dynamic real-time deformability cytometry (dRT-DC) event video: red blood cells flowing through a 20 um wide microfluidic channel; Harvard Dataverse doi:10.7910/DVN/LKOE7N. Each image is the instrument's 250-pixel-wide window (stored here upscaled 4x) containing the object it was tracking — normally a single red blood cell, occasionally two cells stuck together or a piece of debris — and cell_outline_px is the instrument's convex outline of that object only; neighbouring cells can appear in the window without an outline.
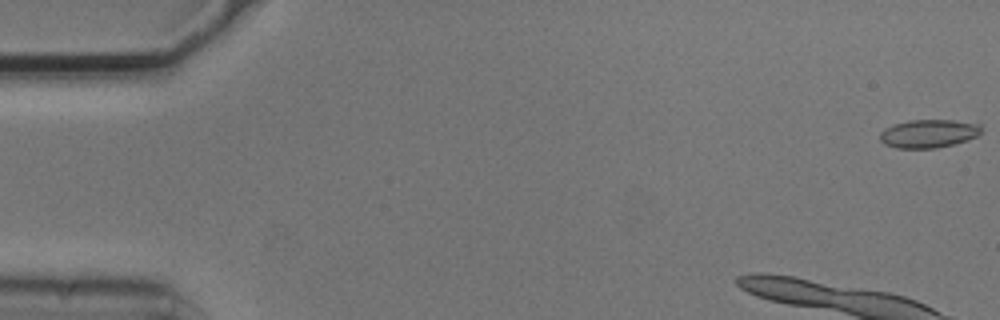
{"species": "common noctule bat (a hibernating species)", "species_latin": "Nyctalus noctula", "temperature_condition": "cold", "stored_images_in_passage": 6, "camera_frame_rate_fps": 3000, "um_per_image_px": 0.085, "animal": {"sex": "male", "body_mass_g": 20.5, "forearm_length_mm": 52.5}, "frame": {"image": 1, "passage_image": 1, "time_ms": 0.0, "image_size_px": [1000, 320], "cell_outline_px": [[980, 132], [976, 136], [968, 140], [936, 148], [896, 148], [884, 144], [880, 140], [880, 132], [884, 128], [908, 120], [952, 120], [980, 124]], "centroid_in_image_um": [78.9, 11.35], "position_along_channel_um": 6.1, "area_um2": 16.59}}